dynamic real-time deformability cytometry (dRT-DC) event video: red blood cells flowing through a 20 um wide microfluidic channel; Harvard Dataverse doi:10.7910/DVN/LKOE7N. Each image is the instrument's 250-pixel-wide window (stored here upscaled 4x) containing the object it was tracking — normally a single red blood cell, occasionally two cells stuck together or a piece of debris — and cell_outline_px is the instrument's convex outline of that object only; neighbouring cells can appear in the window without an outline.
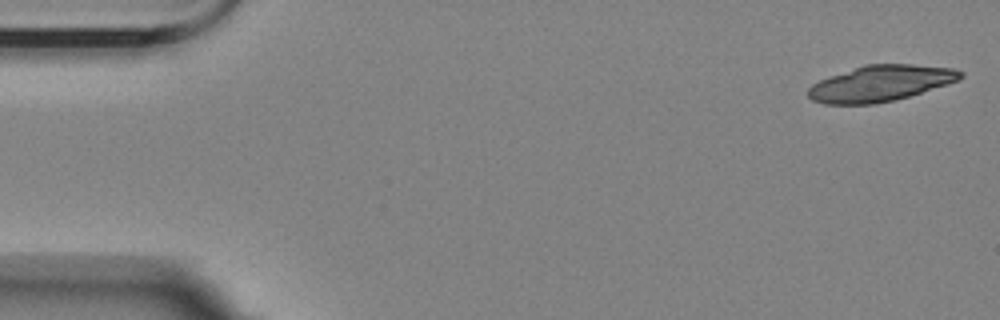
{"species": "Egyptian fruit bat (a non-hibernating species)", "species_latin": "Rousettus aegyptiacus", "temperature_condition": "room temperature", "stored_images_in_passage": 12, "camera_frame_rate_fps": 3000, "um_per_image_px": 0.085, "animal": {"sex": "female"}, "frame": {"image": 1, "passage_image": 1, "time_ms": 0.0, "image_size_px": [1000, 320], "cell_outline_px": [[964, 76], [960, 80], [948, 84], [896, 100], [876, 104], [824, 104], [812, 100], [808, 96], [808, 88], [812, 84], [828, 76], [864, 64], [912, 64], [952, 68], [964, 72]], "centroid_in_image_um": [74.84, 7.08], "position_along_channel_um": 10.2, "area_um2": 32.14}}